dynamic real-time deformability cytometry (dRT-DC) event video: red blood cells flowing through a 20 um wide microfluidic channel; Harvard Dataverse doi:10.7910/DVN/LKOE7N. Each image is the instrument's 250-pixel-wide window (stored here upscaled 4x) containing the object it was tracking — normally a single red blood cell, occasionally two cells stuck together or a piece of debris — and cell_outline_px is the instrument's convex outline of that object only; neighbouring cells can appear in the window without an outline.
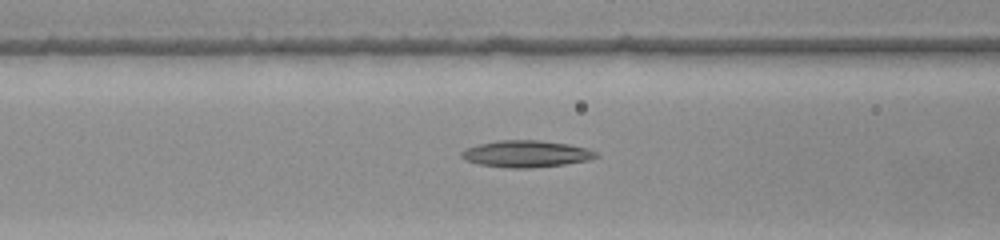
{"species": "common noctule bat (a hibernating species)", "species_latin": "Nyctalus noctula", "temperature_condition": "warm", "stored_images_in_passage": 37, "camera_frame_rate_fps": 3000, "um_per_image_px": 0.085, "animal": {"sex": "female", "body_mass_g": 22.0, "forearm_length_mm": 56.7}, "frame": {"image": 1, "passage_image": 16, "time_ms": 5.0, "image_size_px": [1000, 240], "cell_outline_px": [[600, 156], [588, 160], [564, 164], [532, 168], [512, 168], [480, 164], [464, 160], [460, 156], [460, 152], [468, 148], [480, 144], [496, 140], [540, 140], [568, 144], [584, 148], [596, 152]], "centroid_in_image_um": [44.71, 13.07], "position_along_channel_um": 121.9, "area_um2": 20.81}}
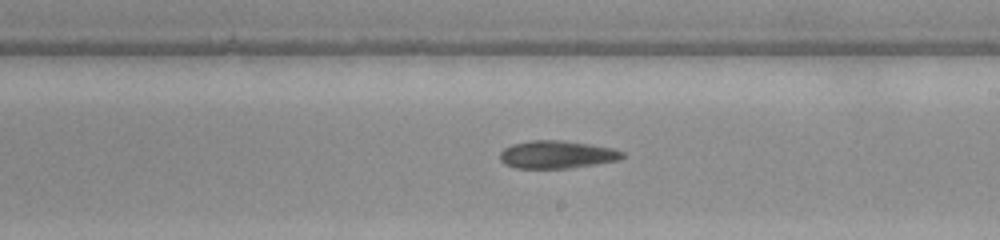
{"frame": {"image": 2, "passage_image": 25, "time_ms": 8.0, "image_size_px": [1000, 240], "cell_outline_px": [[624, 156], [620, 160], [572, 168], [516, 168], [504, 164], [500, 160], [500, 152], [504, 148], [512, 144], [532, 140], [564, 140], [612, 148], [624, 152]], "centroid_in_image_um": [47.33, 13.14], "position_along_channel_um": 241.7, "area_um2": 19.88}}
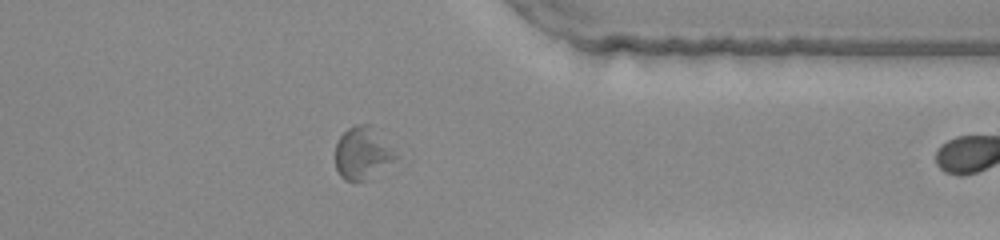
{"frame": {"image": 3, "passage_image": 36, "time_ms": 11.667, "image_size_px": [1000, 240], "cell_outline_px": [[396, 156], [392, 160], [364, 180], [344, 180], [340, 176], [336, 168], [336, 140], [348, 128], [356, 124], [372, 124]], "centroid_in_image_um": [30.72, 12.97], "position_along_channel_um": 380.7, "area_um2": 17.57}}